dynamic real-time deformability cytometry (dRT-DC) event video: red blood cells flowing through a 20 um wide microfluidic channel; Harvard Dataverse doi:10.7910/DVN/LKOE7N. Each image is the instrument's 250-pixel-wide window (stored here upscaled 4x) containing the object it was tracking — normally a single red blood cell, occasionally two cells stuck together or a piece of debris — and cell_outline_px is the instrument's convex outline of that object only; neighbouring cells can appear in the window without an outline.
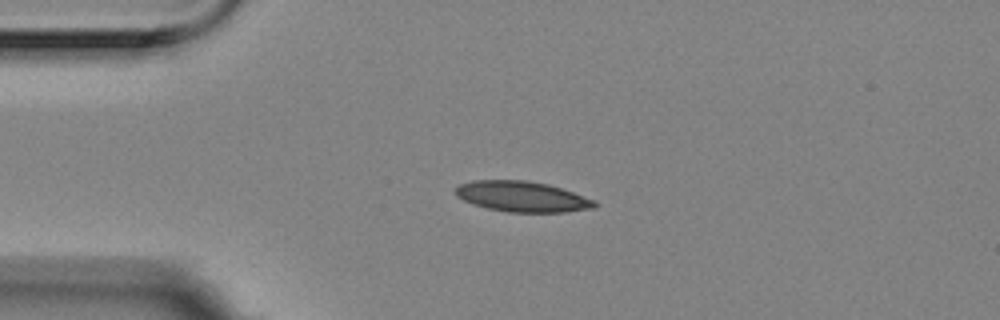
{"species": "Egyptian fruit bat (a non-hibernating species)", "species_latin": "Rousettus aegyptiacus", "temperature_condition": "room temperature", "stored_images_in_passage": 2, "camera_frame_rate_fps": 3000, "um_per_image_px": 0.085, "animal": {"sex": "female"}, "frame": {"image": 1, "passage_image": 1, "time_ms": 0.0, "image_size_px": [1000, 320], "cell_outline_px": [[596, 208], [564, 212], [508, 212], [488, 208], [472, 204], [456, 196], [456, 188], [460, 184], [472, 180], [524, 180], [548, 184], [596, 200]], "centroid_in_image_um": [44.38, 16.71], "position_along_channel_um": 40.6, "area_um2": 24.68}}